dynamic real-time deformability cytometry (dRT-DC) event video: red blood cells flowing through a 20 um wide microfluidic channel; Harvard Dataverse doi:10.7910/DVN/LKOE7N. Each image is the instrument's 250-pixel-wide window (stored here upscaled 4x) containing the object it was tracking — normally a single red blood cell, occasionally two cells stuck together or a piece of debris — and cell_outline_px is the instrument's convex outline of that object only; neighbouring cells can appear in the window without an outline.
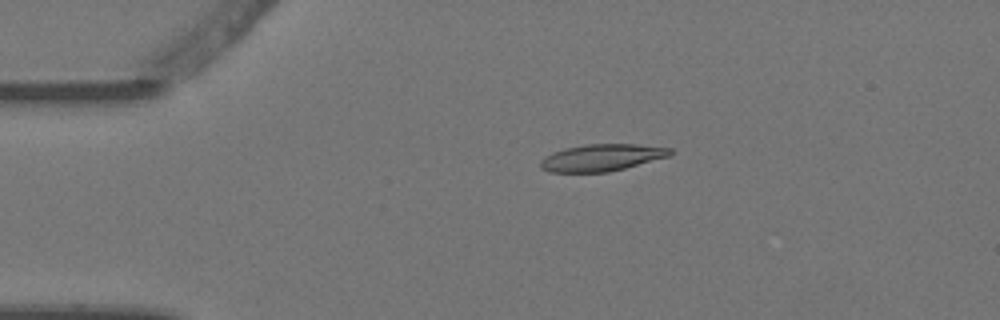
{"species": "Egyptian fruit bat (a non-hibernating species)", "species_latin": "Rousettus aegyptiacus", "temperature_condition": "warm", "stored_images_in_passage": 4, "camera_frame_rate_fps": 3000, "um_per_image_px": 0.085, "animal": {"sex": "female"}, "frame": {"image": 1, "passage_image": 3, "time_ms": 0.667, "image_size_px": [1000, 320], "cell_outline_px": [[672, 156], [608, 172], [548, 172], [540, 168], [540, 160], [552, 152], [564, 148], [588, 144], [636, 144], [672, 148]], "centroid_in_image_um": [51.15, 13.39], "position_along_channel_um": 33.8, "area_um2": 20.46}}